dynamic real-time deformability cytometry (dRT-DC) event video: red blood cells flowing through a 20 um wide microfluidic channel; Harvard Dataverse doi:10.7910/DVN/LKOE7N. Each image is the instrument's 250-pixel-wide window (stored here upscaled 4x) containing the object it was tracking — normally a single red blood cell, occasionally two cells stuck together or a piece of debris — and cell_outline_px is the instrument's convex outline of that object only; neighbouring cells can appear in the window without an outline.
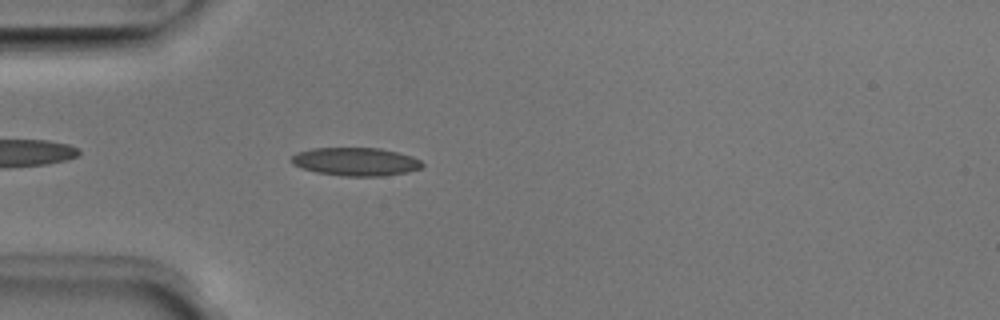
{"species": "Egyptian fruit bat (a non-hibernating species)", "species_latin": "Rousettus aegyptiacus", "temperature_condition": "room temperature", "stored_images_in_passage": 40, "camera_frame_rate_fps": 3000, "um_per_image_px": 0.085, "animal": {"sex": "male"}, "frame": {"image": 1, "passage_image": 4, "time_ms": 1.0, "image_size_px": [1000, 320], "cell_outline_px": [[424, 164], [420, 168], [408, 172], [384, 176], [344, 176], [316, 172], [292, 164], [292, 156], [296, 152], [312, 148], [380, 148], [412, 156], [420, 160]], "centroid_in_image_um": [30.24, 13.74], "position_along_channel_um": 54.8, "area_um2": 21.44}}
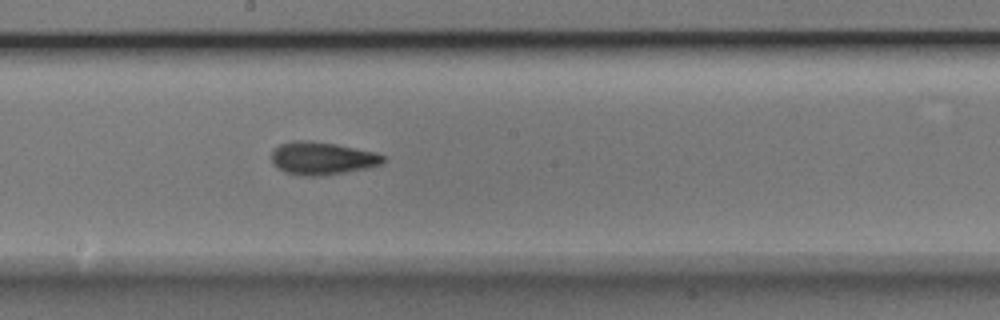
{"frame": {"image": 2, "passage_image": 17, "time_ms": 5.333, "image_size_px": [1000, 320], "cell_outline_px": [[384, 164], [368, 168], [320, 176], [304, 176], [284, 172], [272, 164], [272, 152], [280, 144], [292, 140], [308, 140], [336, 144], [376, 152], [384, 156]], "centroid_in_image_um": [27.38, 13.45], "position_along_channel_um": 220.8, "area_um2": 21.44}}
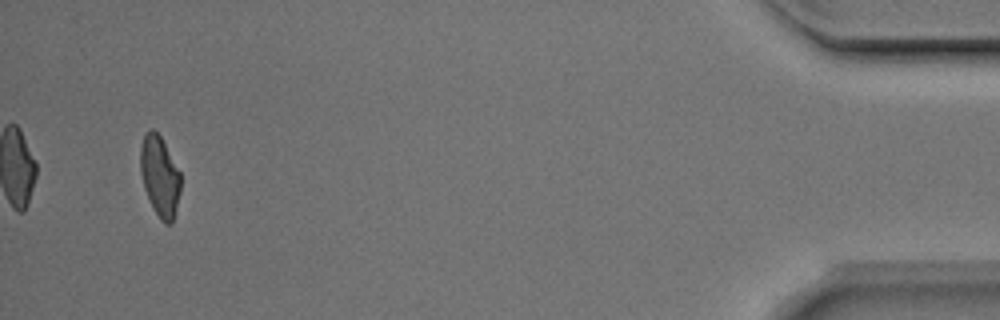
{"frame": {"image": 3, "passage_image": 38, "time_ms": 12.333, "image_size_px": [1000, 320], "cell_outline_px": [[180, 192], [172, 224], [164, 224], [160, 220], [152, 208], [144, 188], [140, 172], [140, 148], [144, 132], [152, 128], [160, 136], [180, 172]], "centroid_in_image_um": [13.56, 14.99], "position_along_channel_um": 421.6, "area_um2": 18.96}, "authors_computed_cell_mechanics": {"area_um2": 20.2878, "velocity_mm_per_s": 3.9912, "shape_relaxation_time_tau1_ms": 3.4168, "shape_relaxation_time_tau2_ms": 1.9322, "deformation_change_tau1": 0.1556, "deformation_change_tau2": 0.0977}}